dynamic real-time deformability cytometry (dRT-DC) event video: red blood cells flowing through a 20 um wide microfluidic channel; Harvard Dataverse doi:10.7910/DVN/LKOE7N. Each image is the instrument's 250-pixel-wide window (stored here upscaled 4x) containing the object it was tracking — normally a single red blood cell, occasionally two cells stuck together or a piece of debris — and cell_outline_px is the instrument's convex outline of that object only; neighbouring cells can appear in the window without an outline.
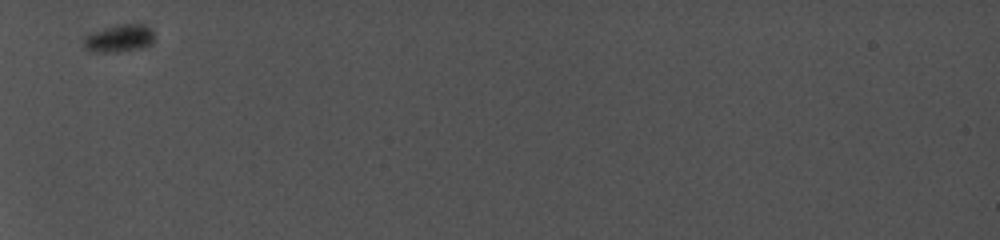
{"species": "common noctule bat (a hibernating species)", "species_latin": "Nyctalus noctula", "temperature_condition": "cold", "stored_images_in_passage": 26, "camera_frame_rate_fps": 5000, "um_per_image_px": 0.085, "animal": {"sex": "female", "body_mass_g": 19.0, "forearm_length_mm": 56.7}, "frame": {"image": 1, "passage_image": 1, "time_ms": 0.0, "image_size_px": [1000, 240], "cell_outline_px": [[156, 36], [152, 44], [140, 48], [116, 52], [92, 52], [84, 48], [84, 40], [92, 32], [104, 28], [120, 24], [144, 24], [152, 28]], "centroid_in_image_um": [10.2, 3.26], "position_along_channel_um": 74.8, "area_um2": 11.44}}
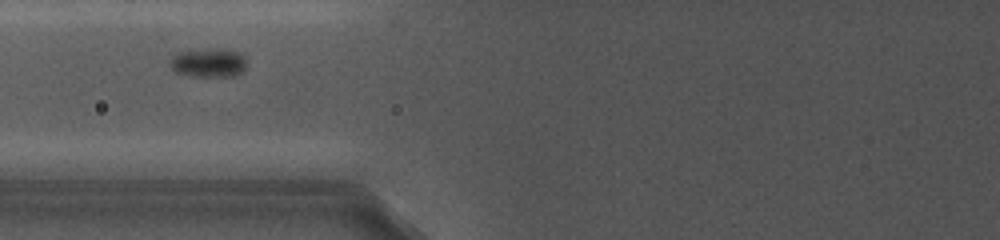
{"frame": {"image": 2, "passage_image": 4, "time_ms": 1.2, "image_size_px": [1000, 240], "cell_outline_px": [[244, 72], [232, 76], [192, 76], [176, 72], [168, 64], [168, 60], [176, 52], [220, 48], [236, 52], [244, 56]], "centroid_in_image_um": [17.67, 5.33], "position_along_channel_um": 108.1, "area_um2": 12.83}}